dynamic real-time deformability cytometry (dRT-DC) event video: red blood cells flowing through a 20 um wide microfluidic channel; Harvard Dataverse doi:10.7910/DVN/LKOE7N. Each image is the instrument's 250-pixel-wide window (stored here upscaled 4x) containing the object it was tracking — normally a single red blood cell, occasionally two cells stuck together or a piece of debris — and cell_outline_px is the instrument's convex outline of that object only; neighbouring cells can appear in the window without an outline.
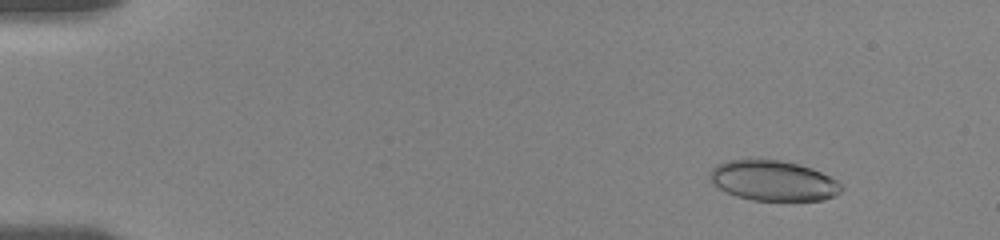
{"species": "human", "species_latin": "Homo sapiens", "temperature_condition": "room temperature", "stored_images_in_passage": 57, "camera_frame_rate_fps": 3000, "um_per_image_px": 0.085, "donor": {"sex": "female"}, "frame": {"image": 1, "passage_image": 7, "time_ms": 2.0, "image_size_px": [1000, 240], "cell_outline_px": [[844, 188], [836, 196], [824, 200], [752, 200], [736, 196], [720, 188], [708, 176], [712, 168], [716, 164], [728, 160], [748, 156], [780, 160], [800, 164], [812, 168], [836, 180]], "centroid_in_image_um": [65.71, 15.31], "position_along_channel_um": 19.3, "area_um2": 31.39}}
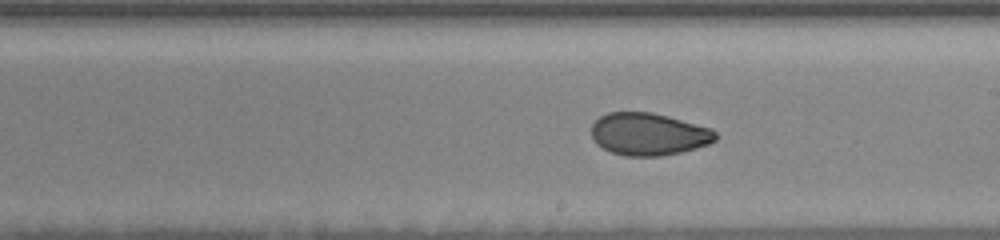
{"frame": {"image": 2, "passage_image": 34, "time_ms": 11.0, "image_size_px": [1000, 240], "cell_outline_px": [[716, 140], [708, 144], [696, 148], [680, 152], [660, 156], [624, 156], [612, 152], [596, 144], [592, 140], [592, 124], [600, 116], [608, 112], [652, 112], [668, 116], [712, 128], [716, 132]], "centroid_in_image_um": [55.12, 11.4], "position_along_channel_um": 233.9, "area_um2": 30.75}}
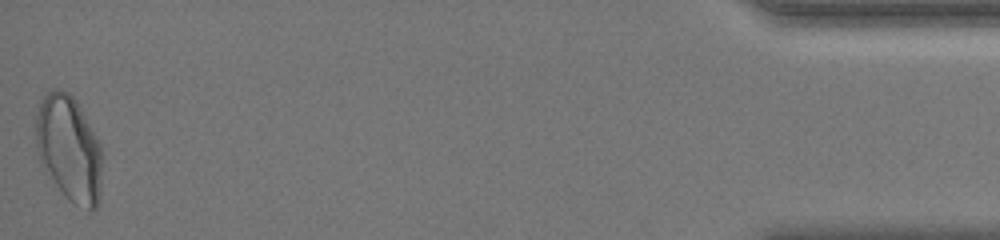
{"frame": {"image": 3, "passage_image": 57, "time_ms": 18.667, "image_size_px": [1000, 240], "cell_outline_px": [[100, 200], [96, 208], [92, 212], [88, 212], [72, 204], [64, 196], [40, 164], [36, 148], [36, 116], [40, 104], [44, 96], [52, 88], [56, 88], [68, 92], [76, 100], [100, 144]], "centroid_in_image_um": [5.85, 12.68], "position_along_channel_um": 429.3, "area_um2": 40.98}, "authors_computed_cell_mechanics": {"area_um2": 32.1368, "velocity_mm_per_s": 3.6156, "shape_relaxation_time_tau1_ms": 10.9586, "shape_relaxation_time_tau2_ms": 1.3859, "deformation_change_tau1": 0.1768, "deformation_change_tau2": 0.0555}}